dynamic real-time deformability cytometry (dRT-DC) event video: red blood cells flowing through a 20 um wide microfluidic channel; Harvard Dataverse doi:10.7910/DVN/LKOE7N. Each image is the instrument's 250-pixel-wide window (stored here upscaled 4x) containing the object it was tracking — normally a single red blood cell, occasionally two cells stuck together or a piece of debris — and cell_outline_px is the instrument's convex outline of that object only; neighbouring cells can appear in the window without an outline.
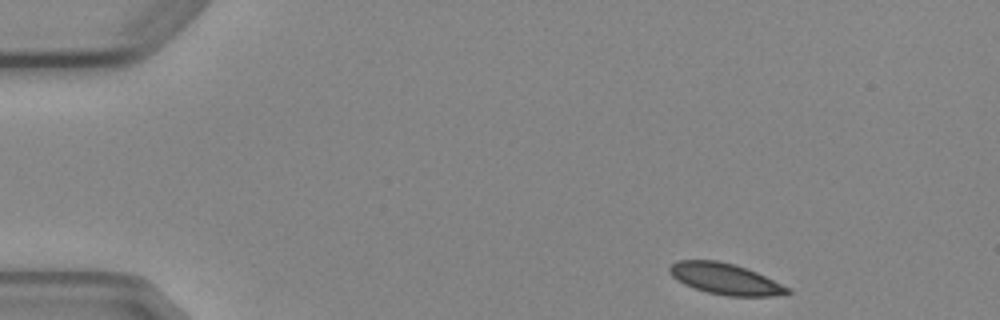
{"species": "Egyptian fruit bat (a non-hibernating species)", "species_latin": "Rousettus aegyptiacus", "temperature_condition": "cold", "stored_images_in_passage": 5, "camera_frame_rate_fps": 3000, "um_per_image_px": 0.085, "animal": {"sex": "female"}, "frame": {"image": 1, "passage_image": 1, "time_ms": 0.0, "image_size_px": [1000, 320], "cell_outline_px": [[792, 292], [772, 296], [728, 296], [708, 292], [684, 284], [676, 280], [668, 272], [668, 268], [676, 260], [716, 260], [732, 264], [756, 272], [788, 288]], "centroid_in_image_um": [61.57, 23.7], "position_along_channel_um": 23.4, "area_um2": 20.98}}
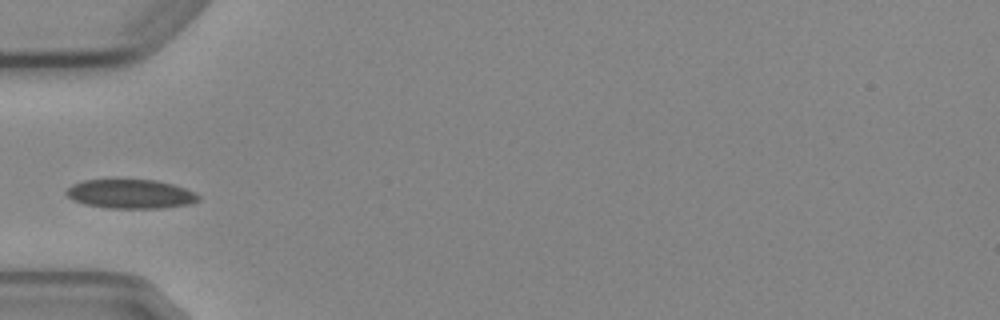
{"frame": {"image": 2, "passage_image": 4, "time_ms": 3.667, "image_size_px": [1000, 320], "cell_outline_px": [[200, 200], [188, 204], [160, 208], [108, 208], [84, 204], [72, 200], [64, 192], [72, 184], [84, 180], [156, 180], [172, 184], [196, 192], [200, 196]], "centroid_in_image_um": [11.09, 16.49], "position_along_channel_um": 73.9, "area_um2": 22.37}}